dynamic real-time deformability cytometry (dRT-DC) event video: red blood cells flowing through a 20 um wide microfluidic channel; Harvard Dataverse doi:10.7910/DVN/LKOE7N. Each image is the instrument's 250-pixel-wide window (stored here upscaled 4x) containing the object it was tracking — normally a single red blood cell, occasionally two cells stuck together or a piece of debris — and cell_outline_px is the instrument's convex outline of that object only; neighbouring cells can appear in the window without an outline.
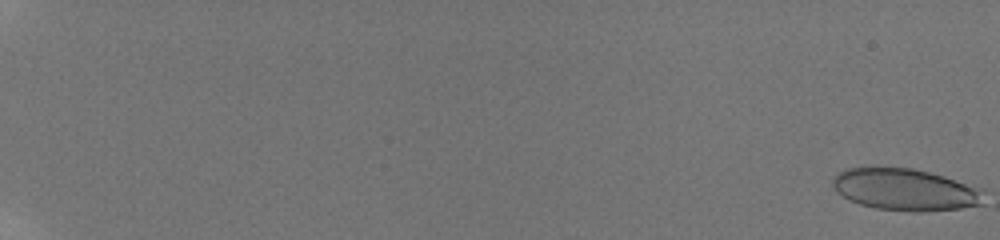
{"species": "human", "species_latin": "Homo sapiens", "temperature_condition": "room temperature", "stored_images_in_passage": 59, "camera_frame_rate_fps": 3000, "um_per_image_px": 0.085, "donor": {"sex": "male"}, "frame": {"image": 1, "passage_image": 1, "time_ms": 0.0, "image_size_px": [1000, 240], "cell_outline_px": [[984, 204], [960, 208], [920, 212], [916, 212], [876, 208], [860, 204], [848, 200], [836, 192], [832, 184], [832, 180], [840, 172], [848, 168], [872, 164], [912, 168], [944, 176], [984, 188]], "centroid_in_image_um": [76.93, 16.08], "position_along_channel_um": 8.1, "area_um2": 37.86}}
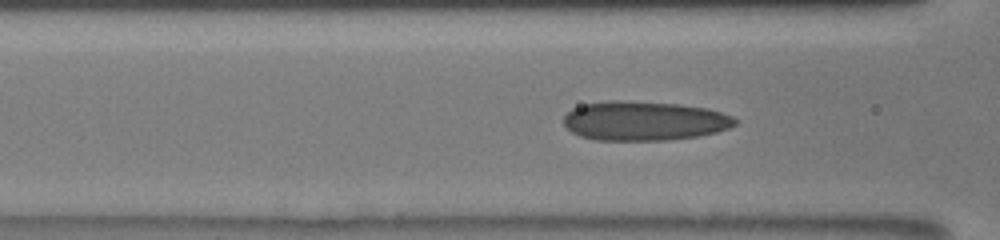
{"frame": {"image": 2, "passage_image": 29, "time_ms": 9.333, "image_size_px": [1000, 240], "cell_outline_px": [[740, 120], [736, 124], [728, 128], [716, 132], [696, 136], [664, 140], [596, 140], [580, 136], [572, 132], [564, 124], [564, 116], [572, 108], [584, 104], [608, 100], [628, 100], [680, 104], [708, 108], [732, 116]], "centroid_in_image_um": [54.76, 10.26], "position_along_channel_um": 111.8, "area_um2": 39.42}}
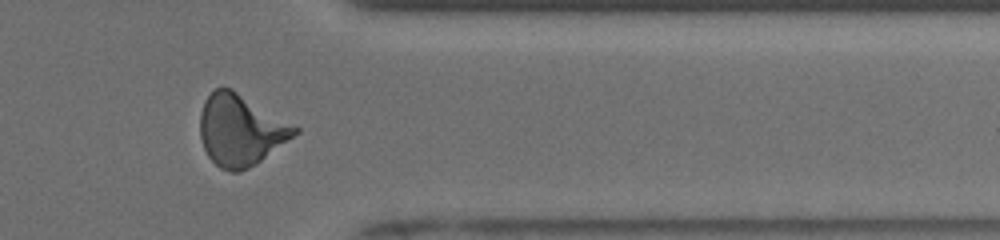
{"frame": {"image": 3, "passage_image": 51, "time_ms": 16.667, "image_size_px": [1000, 240], "cell_outline_px": [[300, 132], [256, 164], [240, 172], [232, 172], [220, 168], [208, 156], [204, 148], [200, 136], [200, 112], [204, 100], [216, 88], [232, 88], [300, 128]], "centroid_in_image_um": [20.45, 11.06], "position_along_channel_um": 390.9, "area_um2": 39.25}, "authors_computed_cell_mechanics": {"area_um2": 37.57, "velocity_mm_per_s": 3.8536, "shape_relaxation_time_tau1_ms": 6.2935, "shape_relaxation_time_tau2_ms": 0.9828, "deformation_change_tau1": 0.1849, "deformation_change_tau2": 0.0809}}